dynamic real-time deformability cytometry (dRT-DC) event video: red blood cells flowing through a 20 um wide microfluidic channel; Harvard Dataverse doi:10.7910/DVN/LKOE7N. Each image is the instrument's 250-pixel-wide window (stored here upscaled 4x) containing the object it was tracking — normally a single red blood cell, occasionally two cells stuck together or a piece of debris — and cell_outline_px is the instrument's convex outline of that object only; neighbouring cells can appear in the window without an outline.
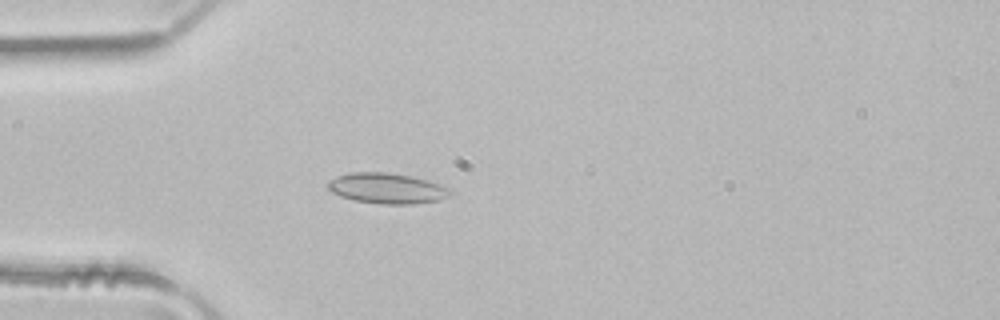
{"species": "common noctule bat (a hibernating species)", "species_latin": "Nyctalus noctula", "temperature_condition": "room temperature", "stored_images_in_passage": 2, "camera_frame_rate_fps": 3000, "um_per_image_px": 0.085, "animal": {"sex": "male", "body_mass_g": 21.5, "forearm_length_mm": 52.0}, "frame": {"image": 1, "passage_image": 2, "time_ms": 0.333, "image_size_px": [1000, 320], "cell_outline_px": [[452, 196], [440, 200], [412, 204], [380, 204], [356, 200], [340, 196], [332, 192], [328, 188], [328, 180], [336, 176], [352, 172], [388, 172], [412, 176], [448, 188], [452, 192]], "centroid_in_image_um": [32.88, 16.01], "position_along_channel_um": 52.1, "area_um2": 21.68}}